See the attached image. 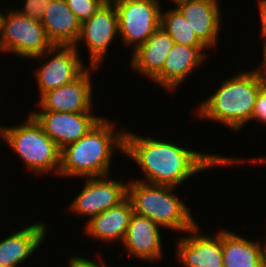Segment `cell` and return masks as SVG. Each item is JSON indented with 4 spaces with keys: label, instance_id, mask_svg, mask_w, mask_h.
<instances>
[{
    "label": "cell",
    "instance_id": "15",
    "mask_svg": "<svg viewBox=\"0 0 266 267\" xmlns=\"http://www.w3.org/2000/svg\"><path fill=\"white\" fill-rule=\"evenodd\" d=\"M206 46H187L174 44L165 60L163 70L152 80L168 92L174 91L180 87L189 74L195 72V69L206 60Z\"/></svg>",
    "mask_w": 266,
    "mask_h": 267
},
{
    "label": "cell",
    "instance_id": "18",
    "mask_svg": "<svg viewBox=\"0 0 266 267\" xmlns=\"http://www.w3.org/2000/svg\"><path fill=\"white\" fill-rule=\"evenodd\" d=\"M41 23L53 45L74 46L79 38L81 22L65 0L50 1Z\"/></svg>",
    "mask_w": 266,
    "mask_h": 267
},
{
    "label": "cell",
    "instance_id": "16",
    "mask_svg": "<svg viewBox=\"0 0 266 267\" xmlns=\"http://www.w3.org/2000/svg\"><path fill=\"white\" fill-rule=\"evenodd\" d=\"M160 226L145 216L132 213L125 238V251L142 261L154 262L163 257Z\"/></svg>",
    "mask_w": 266,
    "mask_h": 267
},
{
    "label": "cell",
    "instance_id": "28",
    "mask_svg": "<svg viewBox=\"0 0 266 267\" xmlns=\"http://www.w3.org/2000/svg\"><path fill=\"white\" fill-rule=\"evenodd\" d=\"M263 39V65L261 68L253 69V71L266 83V38Z\"/></svg>",
    "mask_w": 266,
    "mask_h": 267
},
{
    "label": "cell",
    "instance_id": "8",
    "mask_svg": "<svg viewBox=\"0 0 266 267\" xmlns=\"http://www.w3.org/2000/svg\"><path fill=\"white\" fill-rule=\"evenodd\" d=\"M78 52L72 45H53L42 55L32 58H49L35 72L40 97L47 91L74 81L86 70L88 66H84Z\"/></svg>",
    "mask_w": 266,
    "mask_h": 267
},
{
    "label": "cell",
    "instance_id": "2",
    "mask_svg": "<svg viewBox=\"0 0 266 267\" xmlns=\"http://www.w3.org/2000/svg\"><path fill=\"white\" fill-rule=\"evenodd\" d=\"M114 125L103 117L82 138L62 149L59 176L71 179L110 175L114 150L123 154L125 149L126 130L116 131Z\"/></svg>",
    "mask_w": 266,
    "mask_h": 267
},
{
    "label": "cell",
    "instance_id": "27",
    "mask_svg": "<svg viewBox=\"0 0 266 267\" xmlns=\"http://www.w3.org/2000/svg\"><path fill=\"white\" fill-rule=\"evenodd\" d=\"M260 19H261V37L266 38V0L258 1Z\"/></svg>",
    "mask_w": 266,
    "mask_h": 267
},
{
    "label": "cell",
    "instance_id": "4",
    "mask_svg": "<svg viewBox=\"0 0 266 267\" xmlns=\"http://www.w3.org/2000/svg\"><path fill=\"white\" fill-rule=\"evenodd\" d=\"M175 188L131 179L128 181L127 197L136 214L149 218L161 228L186 233L197 222L189 206L172 193Z\"/></svg>",
    "mask_w": 266,
    "mask_h": 267
},
{
    "label": "cell",
    "instance_id": "10",
    "mask_svg": "<svg viewBox=\"0 0 266 267\" xmlns=\"http://www.w3.org/2000/svg\"><path fill=\"white\" fill-rule=\"evenodd\" d=\"M109 175L85 179L82 191L69 205V211L79 216L93 217L118 205L127 197L128 183L108 179Z\"/></svg>",
    "mask_w": 266,
    "mask_h": 267
},
{
    "label": "cell",
    "instance_id": "6",
    "mask_svg": "<svg viewBox=\"0 0 266 267\" xmlns=\"http://www.w3.org/2000/svg\"><path fill=\"white\" fill-rule=\"evenodd\" d=\"M3 17L0 52L18 57L34 58L53 46L41 21L9 9Z\"/></svg>",
    "mask_w": 266,
    "mask_h": 267
},
{
    "label": "cell",
    "instance_id": "30",
    "mask_svg": "<svg viewBox=\"0 0 266 267\" xmlns=\"http://www.w3.org/2000/svg\"><path fill=\"white\" fill-rule=\"evenodd\" d=\"M262 242H265V244H263L262 247H263V267H266V240Z\"/></svg>",
    "mask_w": 266,
    "mask_h": 267
},
{
    "label": "cell",
    "instance_id": "7",
    "mask_svg": "<svg viewBox=\"0 0 266 267\" xmlns=\"http://www.w3.org/2000/svg\"><path fill=\"white\" fill-rule=\"evenodd\" d=\"M118 14V31L124 46L134 52L160 27L159 0H113Z\"/></svg>",
    "mask_w": 266,
    "mask_h": 267
},
{
    "label": "cell",
    "instance_id": "32",
    "mask_svg": "<svg viewBox=\"0 0 266 267\" xmlns=\"http://www.w3.org/2000/svg\"><path fill=\"white\" fill-rule=\"evenodd\" d=\"M170 1L174 2V5H175L176 3L180 2L181 0H170Z\"/></svg>",
    "mask_w": 266,
    "mask_h": 267
},
{
    "label": "cell",
    "instance_id": "19",
    "mask_svg": "<svg viewBox=\"0 0 266 267\" xmlns=\"http://www.w3.org/2000/svg\"><path fill=\"white\" fill-rule=\"evenodd\" d=\"M175 42L160 26L131 57V67L152 81L162 70Z\"/></svg>",
    "mask_w": 266,
    "mask_h": 267
},
{
    "label": "cell",
    "instance_id": "5",
    "mask_svg": "<svg viewBox=\"0 0 266 267\" xmlns=\"http://www.w3.org/2000/svg\"><path fill=\"white\" fill-rule=\"evenodd\" d=\"M19 126H6L5 141L26 168L38 174L54 172L59 176L61 150L45 132L41 124L29 113ZM54 170V171H53Z\"/></svg>",
    "mask_w": 266,
    "mask_h": 267
},
{
    "label": "cell",
    "instance_id": "13",
    "mask_svg": "<svg viewBox=\"0 0 266 267\" xmlns=\"http://www.w3.org/2000/svg\"><path fill=\"white\" fill-rule=\"evenodd\" d=\"M186 234L188 237L177 238L176 245L177 260L182 266L223 267L222 230L215 236L204 234L199 231L197 223Z\"/></svg>",
    "mask_w": 266,
    "mask_h": 267
},
{
    "label": "cell",
    "instance_id": "31",
    "mask_svg": "<svg viewBox=\"0 0 266 267\" xmlns=\"http://www.w3.org/2000/svg\"><path fill=\"white\" fill-rule=\"evenodd\" d=\"M2 11H0V37L2 34V26H3V17H4V13H1Z\"/></svg>",
    "mask_w": 266,
    "mask_h": 267
},
{
    "label": "cell",
    "instance_id": "1",
    "mask_svg": "<svg viewBox=\"0 0 266 267\" xmlns=\"http://www.w3.org/2000/svg\"><path fill=\"white\" fill-rule=\"evenodd\" d=\"M169 141L125 131L124 153L134 160L144 173L145 180L138 181L177 188V185L184 183L188 178L212 166H229L246 161L248 163L247 159L193 151Z\"/></svg>",
    "mask_w": 266,
    "mask_h": 267
},
{
    "label": "cell",
    "instance_id": "12",
    "mask_svg": "<svg viewBox=\"0 0 266 267\" xmlns=\"http://www.w3.org/2000/svg\"><path fill=\"white\" fill-rule=\"evenodd\" d=\"M89 67L74 81L47 91L39 97V110L74 113L92 112L93 82H91L89 71H96L99 67Z\"/></svg>",
    "mask_w": 266,
    "mask_h": 267
},
{
    "label": "cell",
    "instance_id": "14",
    "mask_svg": "<svg viewBox=\"0 0 266 267\" xmlns=\"http://www.w3.org/2000/svg\"><path fill=\"white\" fill-rule=\"evenodd\" d=\"M219 0H181L175 7L182 13L197 38L208 48L215 47L221 31Z\"/></svg>",
    "mask_w": 266,
    "mask_h": 267
},
{
    "label": "cell",
    "instance_id": "3",
    "mask_svg": "<svg viewBox=\"0 0 266 267\" xmlns=\"http://www.w3.org/2000/svg\"><path fill=\"white\" fill-rule=\"evenodd\" d=\"M266 83L253 71L226 78L219 88L195 108L200 120L219 122L234 132L251 121L255 101Z\"/></svg>",
    "mask_w": 266,
    "mask_h": 267
},
{
    "label": "cell",
    "instance_id": "24",
    "mask_svg": "<svg viewBox=\"0 0 266 267\" xmlns=\"http://www.w3.org/2000/svg\"><path fill=\"white\" fill-rule=\"evenodd\" d=\"M52 0H25L23 9L17 10L19 14L41 21L44 16V10Z\"/></svg>",
    "mask_w": 266,
    "mask_h": 267
},
{
    "label": "cell",
    "instance_id": "29",
    "mask_svg": "<svg viewBox=\"0 0 266 267\" xmlns=\"http://www.w3.org/2000/svg\"><path fill=\"white\" fill-rule=\"evenodd\" d=\"M0 138H2L5 141L6 138V126L0 125Z\"/></svg>",
    "mask_w": 266,
    "mask_h": 267
},
{
    "label": "cell",
    "instance_id": "20",
    "mask_svg": "<svg viewBox=\"0 0 266 267\" xmlns=\"http://www.w3.org/2000/svg\"><path fill=\"white\" fill-rule=\"evenodd\" d=\"M133 213L131 201L126 197L118 205L93 217L89 222H85L84 231L88 236L105 243L110 241L123 242L129 221Z\"/></svg>",
    "mask_w": 266,
    "mask_h": 267
},
{
    "label": "cell",
    "instance_id": "9",
    "mask_svg": "<svg viewBox=\"0 0 266 267\" xmlns=\"http://www.w3.org/2000/svg\"><path fill=\"white\" fill-rule=\"evenodd\" d=\"M118 31V14L112 1H105L101 7L87 20L81 23L79 38L74 45L78 50L83 42L88 49L90 67L102 64L109 45L116 39Z\"/></svg>",
    "mask_w": 266,
    "mask_h": 267
},
{
    "label": "cell",
    "instance_id": "21",
    "mask_svg": "<svg viewBox=\"0 0 266 267\" xmlns=\"http://www.w3.org/2000/svg\"><path fill=\"white\" fill-rule=\"evenodd\" d=\"M223 267H263V247L229 230H222Z\"/></svg>",
    "mask_w": 266,
    "mask_h": 267
},
{
    "label": "cell",
    "instance_id": "17",
    "mask_svg": "<svg viewBox=\"0 0 266 267\" xmlns=\"http://www.w3.org/2000/svg\"><path fill=\"white\" fill-rule=\"evenodd\" d=\"M47 225L35 223L0 241V265L19 267L35 253L47 236Z\"/></svg>",
    "mask_w": 266,
    "mask_h": 267
},
{
    "label": "cell",
    "instance_id": "23",
    "mask_svg": "<svg viewBox=\"0 0 266 267\" xmlns=\"http://www.w3.org/2000/svg\"><path fill=\"white\" fill-rule=\"evenodd\" d=\"M67 6L82 23L89 19L105 2V0H65Z\"/></svg>",
    "mask_w": 266,
    "mask_h": 267
},
{
    "label": "cell",
    "instance_id": "25",
    "mask_svg": "<svg viewBox=\"0 0 266 267\" xmlns=\"http://www.w3.org/2000/svg\"><path fill=\"white\" fill-rule=\"evenodd\" d=\"M253 120L266 125V84L260 89L259 93L257 94L250 123H252Z\"/></svg>",
    "mask_w": 266,
    "mask_h": 267
},
{
    "label": "cell",
    "instance_id": "11",
    "mask_svg": "<svg viewBox=\"0 0 266 267\" xmlns=\"http://www.w3.org/2000/svg\"><path fill=\"white\" fill-rule=\"evenodd\" d=\"M31 114L60 150L78 141L103 118L93 112L33 111Z\"/></svg>",
    "mask_w": 266,
    "mask_h": 267
},
{
    "label": "cell",
    "instance_id": "26",
    "mask_svg": "<svg viewBox=\"0 0 266 267\" xmlns=\"http://www.w3.org/2000/svg\"><path fill=\"white\" fill-rule=\"evenodd\" d=\"M94 259V260H93ZM87 259L81 256H72L68 261L69 267H108L105 262H96L95 258ZM99 263V264H98ZM103 263V264H102Z\"/></svg>",
    "mask_w": 266,
    "mask_h": 267
},
{
    "label": "cell",
    "instance_id": "22",
    "mask_svg": "<svg viewBox=\"0 0 266 267\" xmlns=\"http://www.w3.org/2000/svg\"><path fill=\"white\" fill-rule=\"evenodd\" d=\"M160 26L176 44L205 46L195 35L185 17L177 8L161 12Z\"/></svg>",
    "mask_w": 266,
    "mask_h": 267
}]
</instances>
